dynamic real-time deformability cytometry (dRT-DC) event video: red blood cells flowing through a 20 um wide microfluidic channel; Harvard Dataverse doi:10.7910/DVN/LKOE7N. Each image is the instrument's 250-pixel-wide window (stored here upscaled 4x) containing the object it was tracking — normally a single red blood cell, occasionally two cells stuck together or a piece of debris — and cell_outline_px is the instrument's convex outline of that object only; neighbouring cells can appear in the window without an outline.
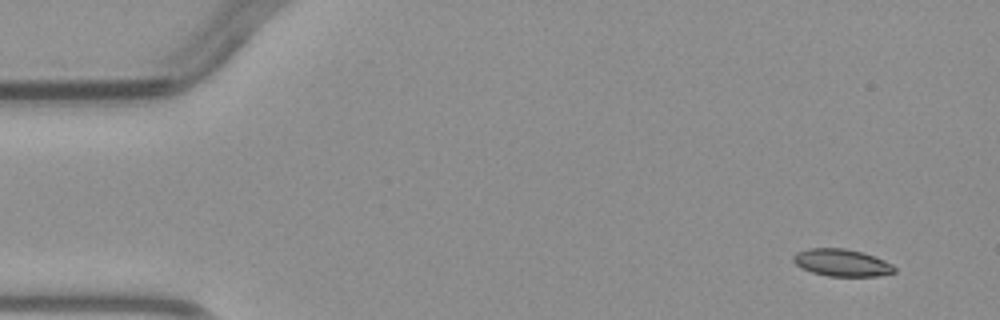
{"species": "common noctule bat (a hibernating species)", "species_latin": "Nyctalus noctula", "temperature_condition": "warm", "stored_images_in_passage": 4, "segment_of_instrument_passage": [1, 2], "camera_frame_rate_fps": 3000, "um_per_image_px": 0.085, "animal": {"sex": "male", "body_mass_g": 23.1, "forearm_length_mm": 52.7}, "frame": {"image": 1, "passage_image": 1, "time_ms": 0.0, "image_size_px": [1000, 320], "cell_outline_px": [[896, 272], [880, 276], [828, 276], [812, 272], [800, 268], [792, 260], [792, 256], [796, 252], [808, 248], [844, 248], [860, 252], [884, 260], [892, 264], [896, 268]], "centroid_in_image_um": [71.53, 22.33], "position_along_channel_um": 13.5, "area_um2": 16.07}}